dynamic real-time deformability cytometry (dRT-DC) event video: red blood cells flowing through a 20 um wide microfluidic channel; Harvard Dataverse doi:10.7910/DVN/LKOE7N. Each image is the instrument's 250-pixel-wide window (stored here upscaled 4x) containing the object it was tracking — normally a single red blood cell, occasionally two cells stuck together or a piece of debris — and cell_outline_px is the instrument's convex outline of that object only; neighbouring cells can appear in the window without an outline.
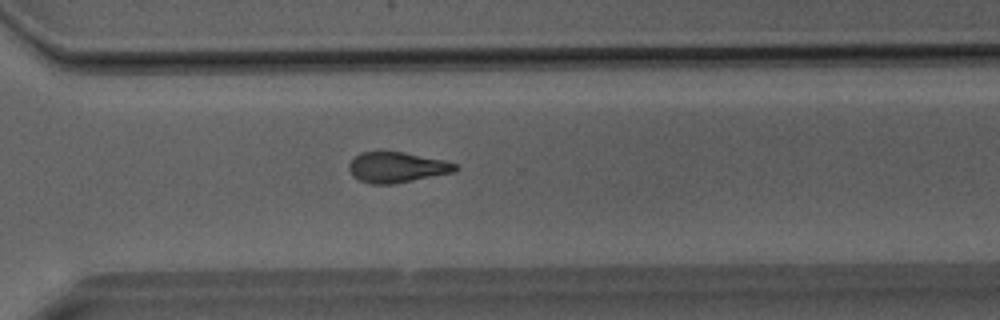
{"species": "Egyptian fruit bat (a non-hibernating species)", "species_latin": "Rousettus aegyptiacus", "temperature_condition": "room temperature", "stored_images_in_passage": 30, "camera_frame_rate_fps": 3000, "um_per_image_px": 0.085, "animal": {"sex": "male"}, "frame": {"image": 1, "passage_image": 19, "time_ms": 6.0, "image_size_px": [1000, 320], "cell_outline_px": [[460, 168], [452, 172], [392, 184], [372, 184], [360, 180], [352, 176], [348, 168], [348, 164], [360, 152], [380, 148], [404, 152], [444, 160], [456, 164]], "centroid_in_image_um": [33.67, 14.17], "position_along_channel_um": 336.9, "area_um2": 19.31}}
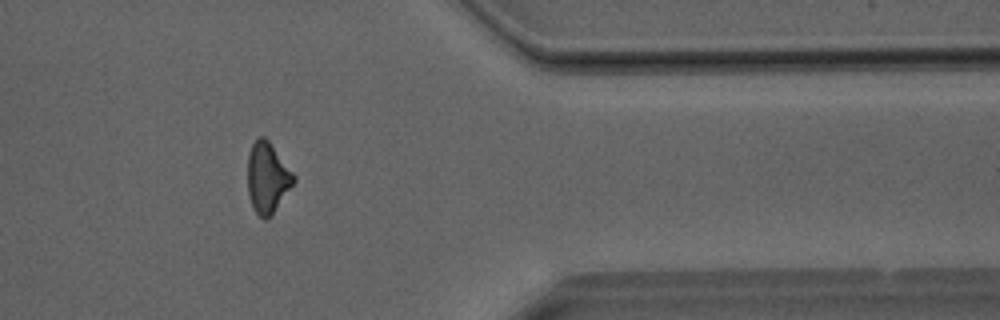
{"frame": {"image": 2, "passage_image": 23, "time_ms": 7.333, "image_size_px": [1000, 320], "cell_outline_px": [[296, 180], [272, 216], [264, 220], [252, 208], [248, 196], [248, 152], [252, 144], [260, 136], [264, 136], [268, 140], [296, 176]], "centroid_in_image_um": [22.73, 15.13], "position_along_channel_um": 388.7, "area_um2": 19.07}}
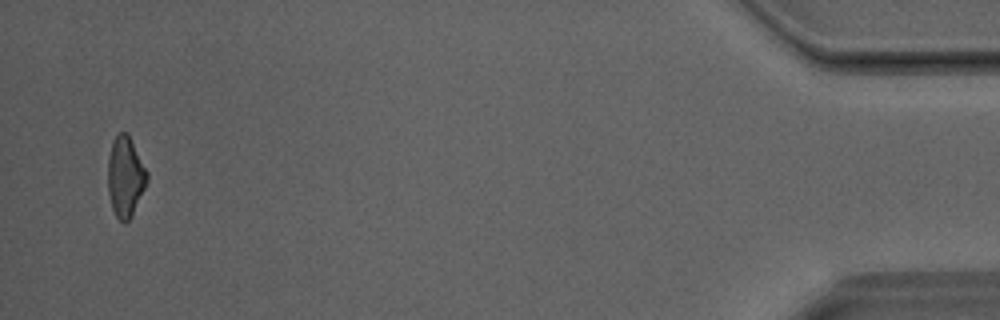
{"frame": {"image": 3, "passage_image": 29, "time_ms": 9.333, "image_size_px": [1000, 320], "cell_outline_px": [[148, 180], [132, 216], [124, 224], [116, 216], [112, 208], [108, 192], [108, 156], [112, 140], [120, 132], [128, 132], [148, 172]], "centroid_in_image_um": [10.65, 15.0], "position_along_channel_um": 424.5, "area_um2": 18.5}}